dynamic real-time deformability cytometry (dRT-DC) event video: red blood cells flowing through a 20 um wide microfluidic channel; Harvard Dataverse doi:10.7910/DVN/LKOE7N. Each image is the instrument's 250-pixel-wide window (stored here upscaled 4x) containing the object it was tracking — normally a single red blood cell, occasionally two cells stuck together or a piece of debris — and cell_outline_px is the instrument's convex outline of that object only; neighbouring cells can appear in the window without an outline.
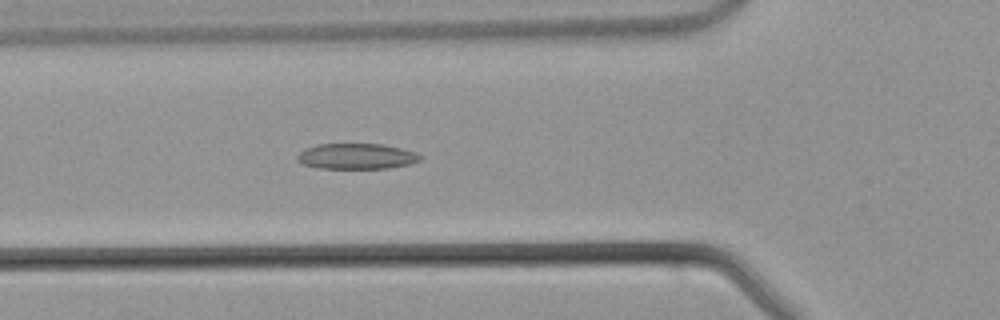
{"species": "common noctule bat (a hibernating species)", "species_latin": "Nyctalus noctula", "temperature_condition": "warm", "stored_images_in_passage": 34, "camera_frame_rate_fps": 3000, "um_per_image_px": 0.085, "animal": {"sex": "male", "body_mass_g": 21.5, "forearm_length_mm": 52.0}, "frame": {"image": 1, "passage_image": 4, "time_ms": 1.0, "image_size_px": [1000, 320], "cell_outline_px": [[424, 156], [420, 160], [408, 164], [388, 168], [316, 168], [304, 164], [296, 160], [296, 156], [304, 148], [316, 144], [380, 144], [400, 148], [416, 152]], "centroid_in_image_um": [30.28, 13.28], "position_along_channel_um": 95.5, "area_um2": 18.38}}
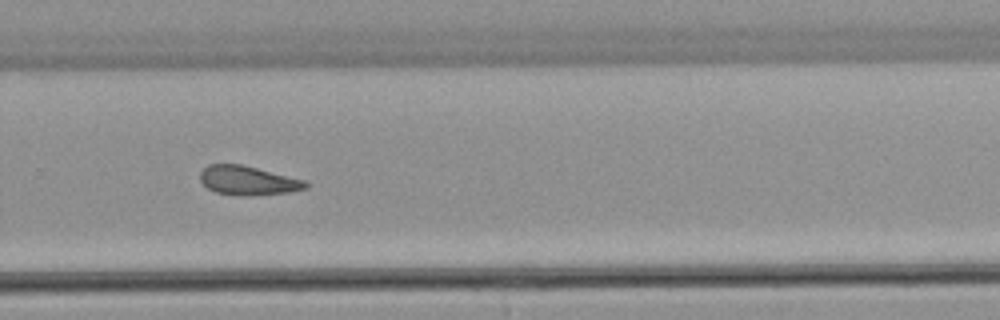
{"frame": {"image": 2, "passage_image": 18, "time_ms": 5.667, "image_size_px": [1000, 320], "cell_outline_px": [[308, 188], [288, 192], [248, 196], [236, 196], [216, 192], [208, 188], [200, 180], [200, 172], [208, 164], [240, 164], [304, 180], [308, 184]], "centroid_in_image_um": [21.05, 15.35], "position_along_channel_um": 308.8, "area_um2": 17.74}}
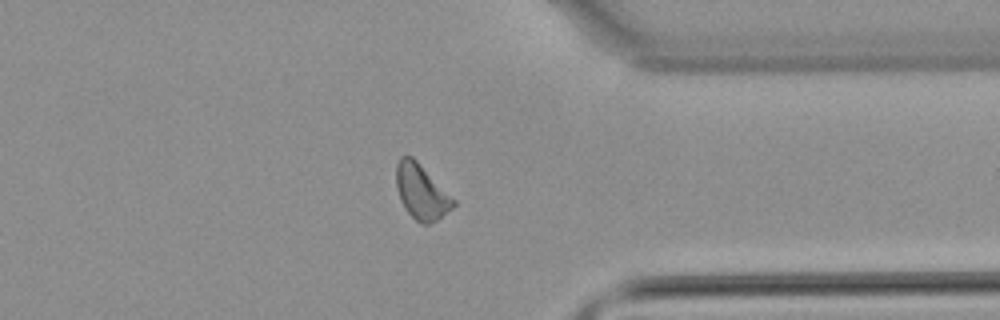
{"frame": {"image": 3, "passage_image": 23, "time_ms": 7.333, "image_size_px": [1000, 320], "cell_outline_px": [[456, 204], [452, 208], [436, 220], [428, 224], [424, 224], [416, 220], [404, 208], [400, 200], [396, 184], [396, 164], [400, 156], [412, 156], [456, 200]], "centroid_in_image_um": [35.8, 16.29], "position_along_channel_um": 375.6, "area_um2": 18.09}}